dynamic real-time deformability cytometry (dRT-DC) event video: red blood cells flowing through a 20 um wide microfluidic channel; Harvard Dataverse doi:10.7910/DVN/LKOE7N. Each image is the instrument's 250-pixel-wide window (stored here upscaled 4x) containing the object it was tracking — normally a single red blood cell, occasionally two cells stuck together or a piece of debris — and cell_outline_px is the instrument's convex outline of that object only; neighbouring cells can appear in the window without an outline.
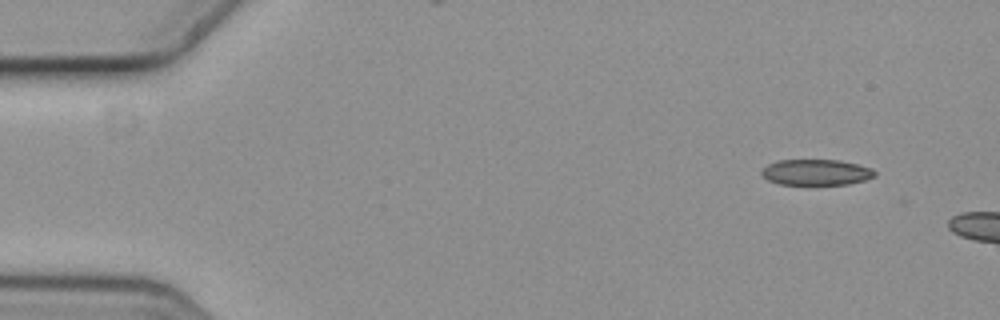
{"species": "common noctule bat (a hibernating species)", "species_latin": "Nyctalus noctula", "temperature_condition": "cold", "stored_images_in_passage": 2, "segment_of_instrument_passage": [2, 2], "camera_frame_rate_fps": 3000, "um_per_image_px": 0.085, "animal": {"sex": "female", "body_mass_g": 19.3, "forearm_length_mm": 54.1}, "frame": {"image": 1, "passage_image": 2, "time_ms": 0.333, "image_size_px": [1000, 320], "cell_outline_px": [[876, 176], [864, 180], [848, 184], [780, 184], [768, 180], [760, 172], [768, 164], [776, 160], [840, 160], [872, 168], [876, 172]], "centroid_in_image_um": [69.38, 14.63], "position_along_channel_um": 15.6, "area_um2": 16.94}}